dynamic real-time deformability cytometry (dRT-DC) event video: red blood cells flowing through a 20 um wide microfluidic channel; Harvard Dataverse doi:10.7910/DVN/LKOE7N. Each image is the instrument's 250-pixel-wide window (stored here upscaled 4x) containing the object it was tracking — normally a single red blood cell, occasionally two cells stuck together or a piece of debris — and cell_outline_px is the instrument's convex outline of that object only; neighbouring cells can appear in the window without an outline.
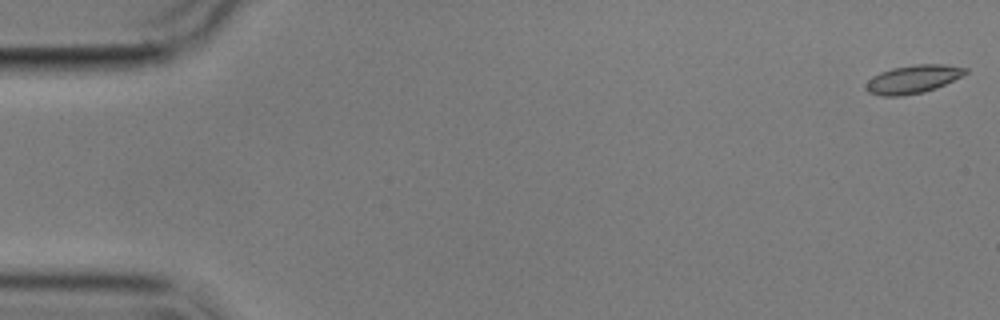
{"species": "common noctule bat (a hibernating species)", "species_latin": "Nyctalus noctula", "temperature_condition": "cold", "stored_images_in_passage": 3, "camera_frame_rate_fps": 3000, "um_per_image_px": 0.085, "animal": {"sex": "male", "body_mass_g": 17.9}, "frame": {"image": 1, "passage_image": 1, "time_ms": 0.0, "image_size_px": [1000, 320], "cell_outline_px": [[968, 72], [936, 88], [924, 92], [900, 96], [880, 96], [868, 92], [864, 88], [864, 84], [872, 76], [880, 72], [892, 68], [916, 64], [944, 64], [968, 68]], "centroid_in_image_um": [77.55, 6.73], "position_along_channel_um": 7.5, "area_um2": 16.42}}